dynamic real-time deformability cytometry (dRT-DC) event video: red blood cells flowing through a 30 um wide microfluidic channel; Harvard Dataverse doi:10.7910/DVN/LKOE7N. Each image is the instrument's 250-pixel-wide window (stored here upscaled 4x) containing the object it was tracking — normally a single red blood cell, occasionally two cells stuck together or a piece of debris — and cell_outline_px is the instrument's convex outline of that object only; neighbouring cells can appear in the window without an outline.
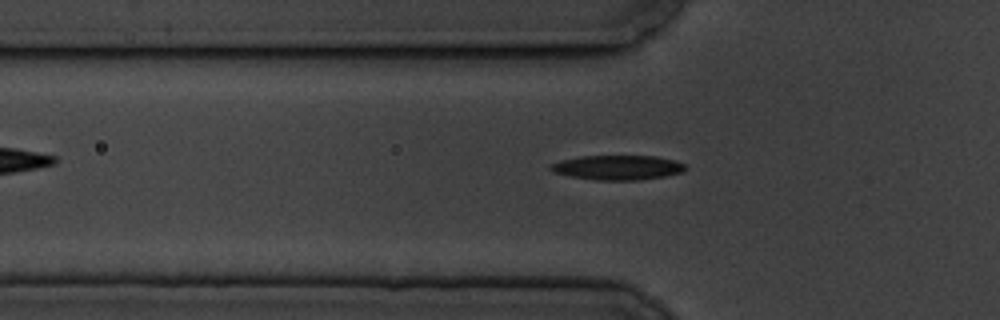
{"species": "common noctule bat (a hibernating species)", "species_latin": "Nyctalus noctula", "temperature_condition": "cold", "stored_images_in_passage": 40, "camera_frame_rate_fps": 3000, "um_per_image_px": 0.085, "animal": {"sex": "male", "body_mass_g": 19.5, "forearm_length_mm": 54.6}, "frame": {"image": 1, "passage_image": 2, "time_ms": 0.333, "image_size_px": [1000, 320], "cell_outline_px": [[688, 168], [684, 172], [664, 176], [640, 180], [596, 180], [572, 176], [552, 172], [548, 168], [552, 164], [564, 160], [580, 156], [656, 156], [676, 160], [684, 164]], "centroid_in_image_um": [52.56, 14.24], "position_along_channel_um": 73.2, "area_um2": 19.31}}
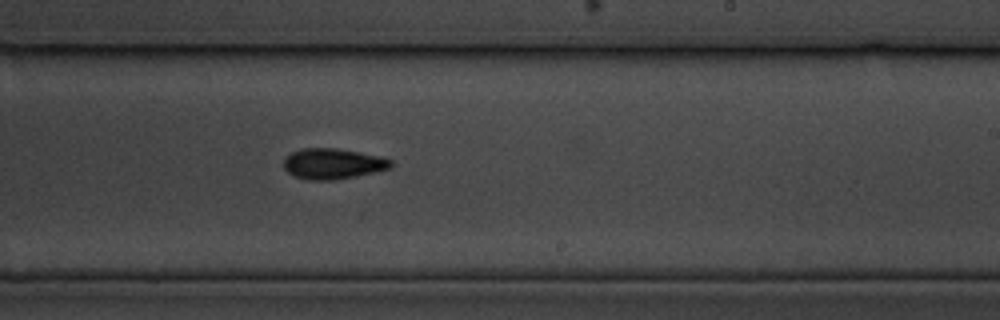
{"frame": {"image": 2, "passage_image": 18, "time_ms": 5.667, "image_size_px": [1000, 320], "cell_outline_px": [[392, 168], [356, 176], [332, 180], [308, 180], [292, 176], [284, 168], [284, 160], [292, 152], [304, 148], [336, 148], [384, 156], [392, 160]], "centroid_in_image_um": [28.32, 13.92], "position_along_channel_um": 260.7, "area_um2": 19.25}}
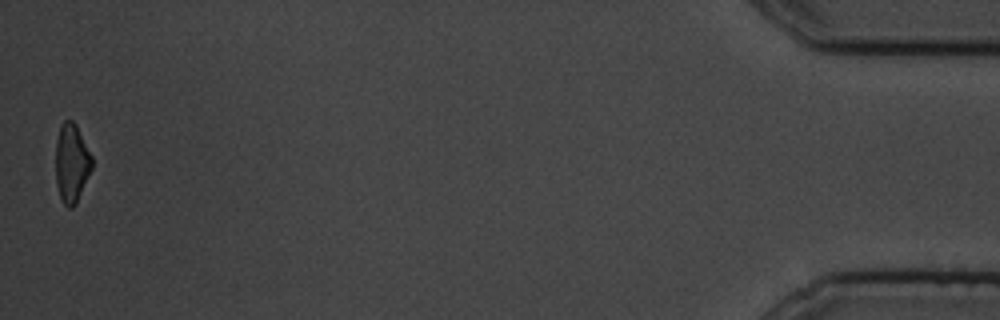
{"frame": {"image": 3, "passage_image": 40, "time_ms": 13.0, "image_size_px": [1000, 320], "cell_outline_px": [[92, 168], [76, 204], [72, 208], [68, 208], [64, 204], [60, 196], [56, 184], [56, 140], [60, 128], [64, 120], [72, 120], [76, 124], [92, 156]], "centroid_in_image_um": [6.09, 13.87], "position_along_channel_um": 429.1, "area_um2": 16.59}, "authors_computed_cell_mechanics": {"area_um2": 18.5827, "velocity_mm_per_s": 3.5141, "shape_relaxation_time_tau1_ms": 2.5865, "shape_relaxation_time_tau2_ms": null, "deformation_change_tau1": 0.1274, "deformation_change_tau2": null}}